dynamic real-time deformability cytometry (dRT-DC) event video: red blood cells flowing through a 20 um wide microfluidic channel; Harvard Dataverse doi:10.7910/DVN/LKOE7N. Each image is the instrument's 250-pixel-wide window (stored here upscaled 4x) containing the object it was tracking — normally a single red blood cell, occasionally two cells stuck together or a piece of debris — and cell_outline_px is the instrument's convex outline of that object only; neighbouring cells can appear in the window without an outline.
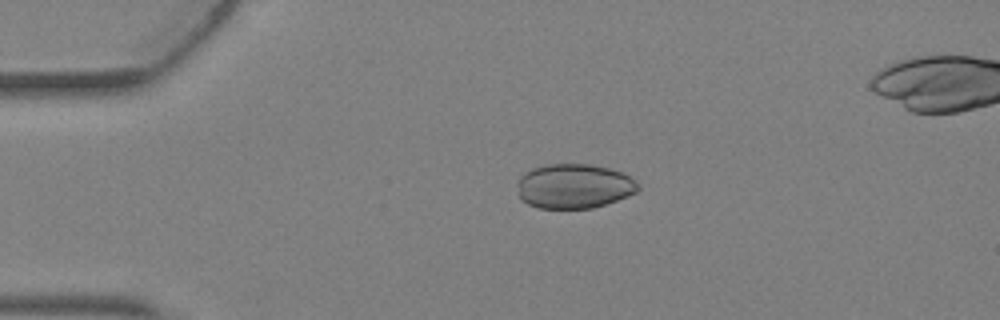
{"species": "Egyptian fruit bat (a non-hibernating species)", "species_latin": "Rousettus aegyptiacus", "temperature_condition": "warm", "stored_images_in_passage": 4, "camera_frame_rate_fps": 3000, "um_per_image_px": 0.085, "animal": {"sex": "female"}, "frame": {"image": 1, "passage_image": 1, "time_ms": 0.0, "image_size_px": [1000, 320], "cell_outline_px": [[640, 188], [636, 192], [628, 196], [592, 208], [540, 208], [528, 204], [520, 200], [516, 184], [520, 176], [524, 172], [532, 168], [548, 164], [588, 164], [608, 168], [624, 172], [640, 184]], "centroid_in_image_um": [48.78, 15.82], "position_along_channel_um": 36.2, "area_um2": 31.62}}